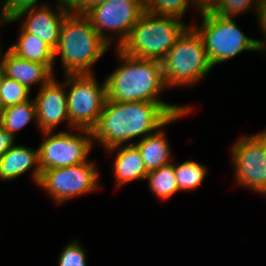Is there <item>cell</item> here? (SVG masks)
<instances>
[{"label": "cell", "mask_w": 266, "mask_h": 266, "mask_svg": "<svg viewBox=\"0 0 266 266\" xmlns=\"http://www.w3.org/2000/svg\"><path fill=\"white\" fill-rule=\"evenodd\" d=\"M189 105H173L166 102H116L106 99L96 126L91 130L93 141L104 150L134 144L133 138L153 134L188 113ZM130 141V142H129Z\"/></svg>", "instance_id": "6da1fadb"}, {"label": "cell", "mask_w": 266, "mask_h": 266, "mask_svg": "<svg viewBox=\"0 0 266 266\" xmlns=\"http://www.w3.org/2000/svg\"><path fill=\"white\" fill-rule=\"evenodd\" d=\"M117 49V50H116ZM120 65L105 78L107 99L116 102H165L162 61L136 58L115 48Z\"/></svg>", "instance_id": "7a4b0ae2"}, {"label": "cell", "mask_w": 266, "mask_h": 266, "mask_svg": "<svg viewBox=\"0 0 266 266\" xmlns=\"http://www.w3.org/2000/svg\"><path fill=\"white\" fill-rule=\"evenodd\" d=\"M110 45L92 26L85 14L69 12L63 21L54 58L61 59L66 74H92L91 67L102 57Z\"/></svg>", "instance_id": "3957f363"}, {"label": "cell", "mask_w": 266, "mask_h": 266, "mask_svg": "<svg viewBox=\"0 0 266 266\" xmlns=\"http://www.w3.org/2000/svg\"><path fill=\"white\" fill-rule=\"evenodd\" d=\"M188 26L181 19L145 10L119 49L136 58L162 61Z\"/></svg>", "instance_id": "277c9868"}, {"label": "cell", "mask_w": 266, "mask_h": 266, "mask_svg": "<svg viewBox=\"0 0 266 266\" xmlns=\"http://www.w3.org/2000/svg\"><path fill=\"white\" fill-rule=\"evenodd\" d=\"M212 68L203 40L190 24L162 60L163 77L167 88L190 85L193 87Z\"/></svg>", "instance_id": "5b68a950"}, {"label": "cell", "mask_w": 266, "mask_h": 266, "mask_svg": "<svg viewBox=\"0 0 266 266\" xmlns=\"http://www.w3.org/2000/svg\"><path fill=\"white\" fill-rule=\"evenodd\" d=\"M199 13L203 18L200 26H192L201 36L213 67L244 51L259 52L256 40L246 36L231 17L213 14L204 5Z\"/></svg>", "instance_id": "8992f818"}, {"label": "cell", "mask_w": 266, "mask_h": 266, "mask_svg": "<svg viewBox=\"0 0 266 266\" xmlns=\"http://www.w3.org/2000/svg\"><path fill=\"white\" fill-rule=\"evenodd\" d=\"M68 116L76 129L92 130L100 117L107 99L106 81L92 74H66Z\"/></svg>", "instance_id": "52a82bcc"}, {"label": "cell", "mask_w": 266, "mask_h": 266, "mask_svg": "<svg viewBox=\"0 0 266 266\" xmlns=\"http://www.w3.org/2000/svg\"><path fill=\"white\" fill-rule=\"evenodd\" d=\"M76 130L80 134L68 131L43 132L45 138L38 148L41 172L88 161L94 143L92 131L79 128Z\"/></svg>", "instance_id": "ba28073f"}, {"label": "cell", "mask_w": 266, "mask_h": 266, "mask_svg": "<svg viewBox=\"0 0 266 266\" xmlns=\"http://www.w3.org/2000/svg\"><path fill=\"white\" fill-rule=\"evenodd\" d=\"M231 148L236 184L263 194L266 191V130L239 137Z\"/></svg>", "instance_id": "9c48e42d"}, {"label": "cell", "mask_w": 266, "mask_h": 266, "mask_svg": "<svg viewBox=\"0 0 266 266\" xmlns=\"http://www.w3.org/2000/svg\"><path fill=\"white\" fill-rule=\"evenodd\" d=\"M94 161L59 167L41 172L38 186L57 204L69 199L95 192L100 188L99 172Z\"/></svg>", "instance_id": "30bf717a"}, {"label": "cell", "mask_w": 266, "mask_h": 266, "mask_svg": "<svg viewBox=\"0 0 266 266\" xmlns=\"http://www.w3.org/2000/svg\"><path fill=\"white\" fill-rule=\"evenodd\" d=\"M144 11L145 0H107L93 7L85 15L109 45L114 40L112 36L117 35L115 46L119 48ZM105 30L114 33L110 36Z\"/></svg>", "instance_id": "8fae6325"}, {"label": "cell", "mask_w": 266, "mask_h": 266, "mask_svg": "<svg viewBox=\"0 0 266 266\" xmlns=\"http://www.w3.org/2000/svg\"><path fill=\"white\" fill-rule=\"evenodd\" d=\"M53 76L46 84L39 88L33 99L36 106L37 125L43 132H53L58 125L66 122L70 128L75 129L68 116L66 81L58 82Z\"/></svg>", "instance_id": "7c38bea8"}, {"label": "cell", "mask_w": 266, "mask_h": 266, "mask_svg": "<svg viewBox=\"0 0 266 266\" xmlns=\"http://www.w3.org/2000/svg\"><path fill=\"white\" fill-rule=\"evenodd\" d=\"M68 13L69 11L58 5L55 9L50 8L48 5L32 7L14 14L11 18L5 19L4 25L13 23L25 16V20L22 21L20 28L26 33L39 37L55 50L59 43L63 21Z\"/></svg>", "instance_id": "4fadbf2b"}, {"label": "cell", "mask_w": 266, "mask_h": 266, "mask_svg": "<svg viewBox=\"0 0 266 266\" xmlns=\"http://www.w3.org/2000/svg\"><path fill=\"white\" fill-rule=\"evenodd\" d=\"M4 53L3 57H0L3 75L16 80L30 91L33 85L39 84L41 88L54 76V71L46 64L25 60L10 49Z\"/></svg>", "instance_id": "5bb4252c"}, {"label": "cell", "mask_w": 266, "mask_h": 266, "mask_svg": "<svg viewBox=\"0 0 266 266\" xmlns=\"http://www.w3.org/2000/svg\"><path fill=\"white\" fill-rule=\"evenodd\" d=\"M30 169H33L32 179L37 185L41 175L38 148L15 144L0 158L1 181L14 180Z\"/></svg>", "instance_id": "9a60e30c"}, {"label": "cell", "mask_w": 266, "mask_h": 266, "mask_svg": "<svg viewBox=\"0 0 266 266\" xmlns=\"http://www.w3.org/2000/svg\"><path fill=\"white\" fill-rule=\"evenodd\" d=\"M106 151L110 153L113 151L116 152V157L112 165L117 187L136 180L146 179L148 171L140 151L135 144L119 145L109 148Z\"/></svg>", "instance_id": "2e32d148"}, {"label": "cell", "mask_w": 266, "mask_h": 266, "mask_svg": "<svg viewBox=\"0 0 266 266\" xmlns=\"http://www.w3.org/2000/svg\"><path fill=\"white\" fill-rule=\"evenodd\" d=\"M163 126L156 132L134 142L138 147L147 171L156 170L172 162L171 146Z\"/></svg>", "instance_id": "e0dca14e"}, {"label": "cell", "mask_w": 266, "mask_h": 266, "mask_svg": "<svg viewBox=\"0 0 266 266\" xmlns=\"http://www.w3.org/2000/svg\"><path fill=\"white\" fill-rule=\"evenodd\" d=\"M19 29L17 42L13 43L9 49L25 60L46 64L53 71L54 50L39 37Z\"/></svg>", "instance_id": "ac0fdd59"}, {"label": "cell", "mask_w": 266, "mask_h": 266, "mask_svg": "<svg viewBox=\"0 0 266 266\" xmlns=\"http://www.w3.org/2000/svg\"><path fill=\"white\" fill-rule=\"evenodd\" d=\"M33 120L37 123L36 106L33 99L0 109V123L15 137L20 129Z\"/></svg>", "instance_id": "d6986e66"}, {"label": "cell", "mask_w": 266, "mask_h": 266, "mask_svg": "<svg viewBox=\"0 0 266 266\" xmlns=\"http://www.w3.org/2000/svg\"><path fill=\"white\" fill-rule=\"evenodd\" d=\"M149 189L160 200H167L179 192L174 173V163L149 171L146 177Z\"/></svg>", "instance_id": "ffe728a7"}, {"label": "cell", "mask_w": 266, "mask_h": 266, "mask_svg": "<svg viewBox=\"0 0 266 266\" xmlns=\"http://www.w3.org/2000/svg\"><path fill=\"white\" fill-rule=\"evenodd\" d=\"M207 171L206 166L191 159L180 164L174 163V173L179 191L189 192L199 188L207 175Z\"/></svg>", "instance_id": "44dd1931"}, {"label": "cell", "mask_w": 266, "mask_h": 266, "mask_svg": "<svg viewBox=\"0 0 266 266\" xmlns=\"http://www.w3.org/2000/svg\"><path fill=\"white\" fill-rule=\"evenodd\" d=\"M190 4L200 11L203 3L200 0H145V10L158 16H171L182 20Z\"/></svg>", "instance_id": "7402d4cb"}, {"label": "cell", "mask_w": 266, "mask_h": 266, "mask_svg": "<svg viewBox=\"0 0 266 266\" xmlns=\"http://www.w3.org/2000/svg\"><path fill=\"white\" fill-rule=\"evenodd\" d=\"M262 0H207L203 5L213 14L234 18L246 11L258 10Z\"/></svg>", "instance_id": "603a6c76"}, {"label": "cell", "mask_w": 266, "mask_h": 266, "mask_svg": "<svg viewBox=\"0 0 266 266\" xmlns=\"http://www.w3.org/2000/svg\"><path fill=\"white\" fill-rule=\"evenodd\" d=\"M30 93V90L16 80L2 75L0 84V109L30 100Z\"/></svg>", "instance_id": "cb8c5ba5"}, {"label": "cell", "mask_w": 266, "mask_h": 266, "mask_svg": "<svg viewBox=\"0 0 266 266\" xmlns=\"http://www.w3.org/2000/svg\"><path fill=\"white\" fill-rule=\"evenodd\" d=\"M58 266H87L86 250L78 240L68 242L63 248L58 258Z\"/></svg>", "instance_id": "d4e9b609"}, {"label": "cell", "mask_w": 266, "mask_h": 266, "mask_svg": "<svg viewBox=\"0 0 266 266\" xmlns=\"http://www.w3.org/2000/svg\"><path fill=\"white\" fill-rule=\"evenodd\" d=\"M38 1L39 0H0V8L4 18L8 19L24 9L48 5L46 3L38 5Z\"/></svg>", "instance_id": "484cf974"}, {"label": "cell", "mask_w": 266, "mask_h": 266, "mask_svg": "<svg viewBox=\"0 0 266 266\" xmlns=\"http://www.w3.org/2000/svg\"><path fill=\"white\" fill-rule=\"evenodd\" d=\"M16 137L3 128L0 123V158L15 145Z\"/></svg>", "instance_id": "4316f807"}, {"label": "cell", "mask_w": 266, "mask_h": 266, "mask_svg": "<svg viewBox=\"0 0 266 266\" xmlns=\"http://www.w3.org/2000/svg\"><path fill=\"white\" fill-rule=\"evenodd\" d=\"M107 0H81V3L72 11L75 14H86L93 7Z\"/></svg>", "instance_id": "83f0119b"}, {"label": "cell", "mask_w": 266, "mask_h": 266, "mask_svg": "<svg viewBox=\"0 0 266 266\" xmlns=\"http://www.w3.org/2000/svg\"><path fill=\"white\" fill-rule=\"evenodd\" d=\"M59 7L72 12L80 3L81 0H56Z\"/></svg>", "instance_id": "f1b7e54d"}, {"label": "cell", "mask_w": 266, "mask_h": 266, "mask_svg": "<svg viewBox=\"0 0 266 266\" xmlns=\"http://www.w3.org/2000/svg\"><path fill=\"white\" fill-rule=\"evenodd\" d=\"M5 23V18L3 16V12L1 11L0 8V27H2V25ZM1 43V42H0ZM0 48H1V44H0Z\"/></svg>", "instance_id": "f546056e"}, {"label": "cell", "mask_w": 266, "mask_h": 266, "mask_svg": "<svg viewBox=\"0 0 266 266\" xmlns=\"http://www.w3.org/2000/svg\"><path fill=\"white\" fill-rule=\"evenodd\" d=\"M2 48H0V56L2 55L1 53L3 52L1 50ZM3 75V67H2V63H1V60H0V84H1V76Z\"/></svg>", "instance_id": "4dcf8cb0"}, {"label": "cell", "mask_w": 266, "mask_h": 266, "mask_svg": "<svg viewBox=\"0 0 266 266\" xmlns=\"http://www.w3.org/2000/svg\"><path fill=\"white\" fill-rule=\"evenodd\" d=\"M203 4L207 1V0H200Z\"/></svg>", "instance_id": "1f68e13d"}]
</instances>
